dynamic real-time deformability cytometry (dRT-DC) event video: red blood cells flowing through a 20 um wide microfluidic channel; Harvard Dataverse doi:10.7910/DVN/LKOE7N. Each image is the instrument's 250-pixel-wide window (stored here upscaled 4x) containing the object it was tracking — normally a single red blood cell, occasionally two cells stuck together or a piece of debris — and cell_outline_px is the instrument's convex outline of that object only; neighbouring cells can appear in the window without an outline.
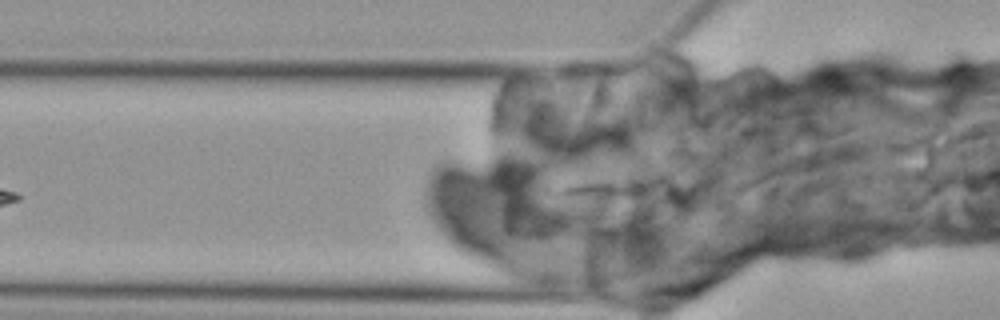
{"species": "Egyptian fruit bat (a non-hibernating species)", "species_latin": "Rousettus aegyptiacus", "temperature_condition": "cold", "stored_images_in_passage": 4, "camera_frame_rate_fps": 3000, "um_per_image_px": 0.085, "animal": {"sex": "female"}, "frame": {"image": 1, "passage_image": 4, "time_ms": 4.667, "image_size_px": [1000, 320], "cell_outline_px": [[672, 192], [664, 212], [660, 216], [564, 216], [560, 212], [548, 196], [560, 184], [584, 180], [636, 180], [672, 184]], "centroid_in_image_um": [52.0, 16.84], "position_along_channel_um": 73.8, "area_um2": 28.55}}